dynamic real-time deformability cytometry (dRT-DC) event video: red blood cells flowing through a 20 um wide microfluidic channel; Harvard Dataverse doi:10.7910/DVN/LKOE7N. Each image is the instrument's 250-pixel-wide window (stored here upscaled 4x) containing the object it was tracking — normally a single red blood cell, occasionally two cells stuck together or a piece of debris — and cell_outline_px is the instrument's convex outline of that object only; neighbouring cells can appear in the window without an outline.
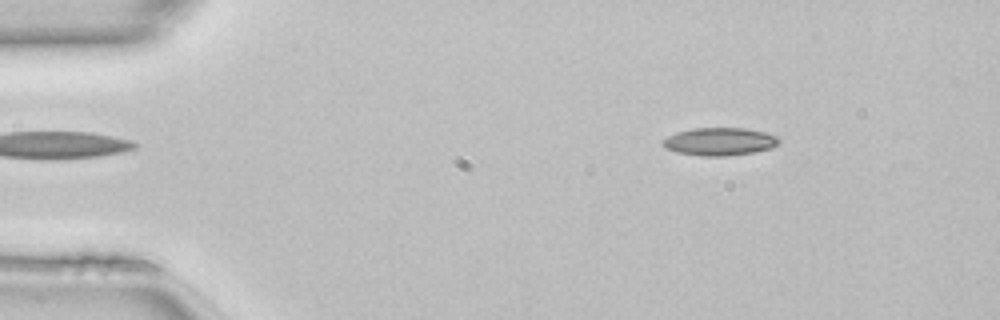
{"species": "common noctule bat (a hibernating species)", "species_latin": "Nyctalus noctula", "temperature_condition": "room temperature", "stored_images_in_passage": 49, "camera_frame_rate_fps": 3000, "um_per_image_px": 0.085, "animal": {"sex": "female", "body_mass_g": 22.7, "forearm_length_mm": 54.2}, "frame": {"image": 1, "passage_image": 7, "time_ms": 2.0, "image_size_px": [1000, 320], "cell_outline_px": [[780, 144], [772, 148], [752, 152], [724, 156], [700, 156], [676, 152], [664, 148], [660, 144], [660, 140], [676, 132], [692, 128], [744, 128], [764, 132], [776, 136], [780, 140]], "centroid_in_image_um": [61.11, 12.03], "position_along_channel_um": 23.9, "area_um2": 19.02}}
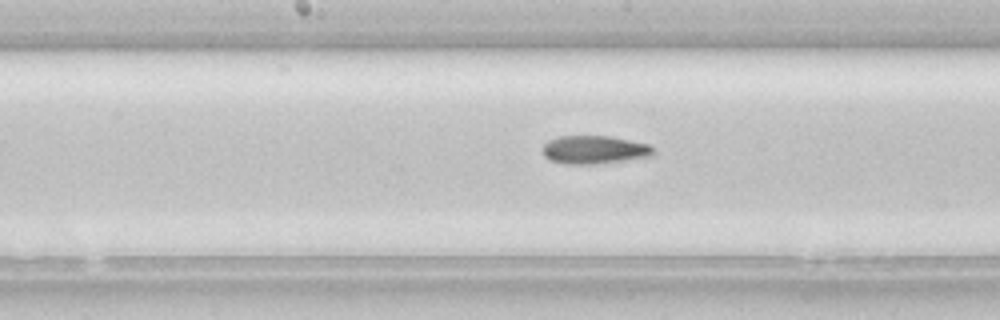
{"frame": {"image": 2, "passage_image": 25, "time_ms": 8.0, "image_size_px": [1000, 320], "cell_outline_px": [[652, 156], [596, 164], [568, 164], [552, 160], [544, 156], [540, 148], [548, 140], [556, 136], [608, 136], [652, 144]], "centroid_in_image_um": [50.48, 12.72], "position_along_channel_um": 197.7, "area_um2": 18.26}}
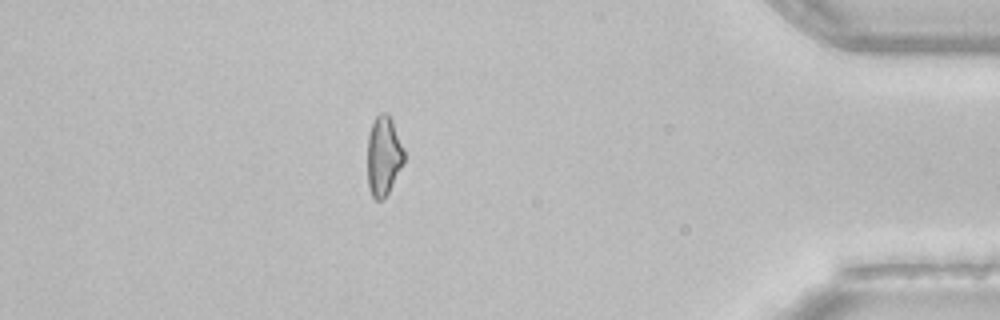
{"frame": {"image": 3, "passage_image": 43, "time_ms": 14.0, "image_size_px": [1000, 320], "cell_outline_px": [[404, 164], [388, 192], [380, 200], [376, 200], [372, 196], [368, 188], [368, 136], [372, 124], [376, 116], [380, 112], [388, 112], [392, 120], [404, 148]], "centroid_in_image_um": [32.61, 13.23], "position_along_channel_um": 402.6, "area_um2": 16.99}, "authors_computed_cell_mechanics": {"area_um2": 18.0914, "velocity_mm_per_s": 4.1492, "shape_relaxation_time_tau1_ms": 6.6372, "shape_relaxation_time_tau2_ms": 5.0255, "deformation_change_tau1": 0.1708, "deformation_change_tau2": 0.1452}}